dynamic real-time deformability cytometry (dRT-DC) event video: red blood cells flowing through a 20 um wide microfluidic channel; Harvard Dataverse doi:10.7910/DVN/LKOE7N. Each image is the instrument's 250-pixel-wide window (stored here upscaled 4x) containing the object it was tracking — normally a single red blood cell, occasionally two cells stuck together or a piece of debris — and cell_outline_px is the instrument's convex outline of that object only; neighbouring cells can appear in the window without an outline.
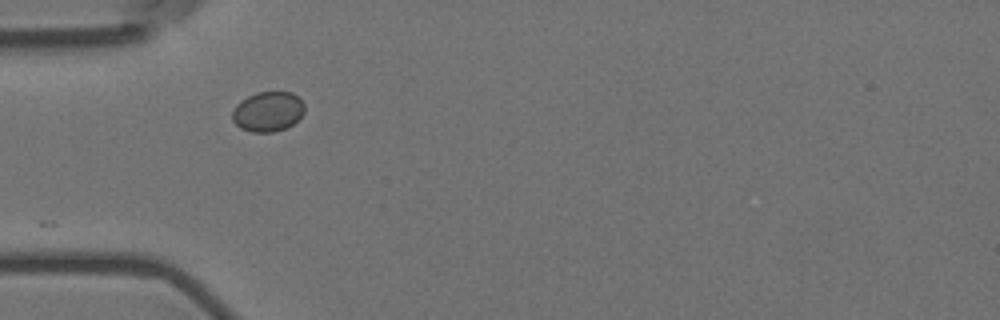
{"species": "Egyptian fruit bat (a non-hibernating species)", "species_latin": "Rousettus aegyptiacus", "temperature_condition": "room temperature", "stored_images_in_passage": 4, "camera_frame_rate_fps": 3000, "um_per_image_px": 0.085, "animal": {"sex": "female"}, "frame": {"image": 1, "passage_image": 1, "time_ms": 0.0, "image_size_px": [1000, 320], "cell_outline_px": [[304, 112], [292, 124], [284, 128], [272, 132], [252, 132], [240, 128], [232, 120], [232, 112], [236, 104], [240, 100], [256, 92], [292, 92], [304, 104]], "centroid_in_image_um": [22.73, 9.48], "position_along_channel_um": 62.3, "area_um2": 16.7}}
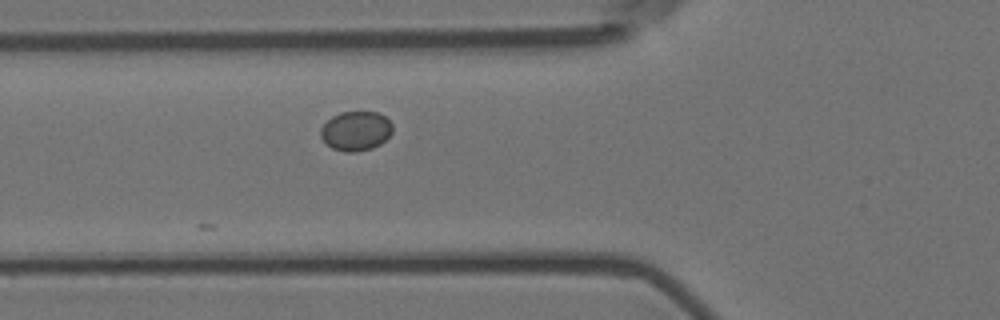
{"frame": {"image": 2, "passage_image": 4, "time_ms": 1.0, "image_size_px": [1000, 320], "cell_outline_px": [[392, 132], [380, 144], [372, 148], [356, 152], [344, 152], [332, 148], [320, 136], [320, 128], [332, 116], [340, 112], [376, 112], [384, 116], [392, 124]], "centroid_in_image_um": [30.23, 11.13], "position_along_channel_um": 95.6, "area_um2": 16.42}}